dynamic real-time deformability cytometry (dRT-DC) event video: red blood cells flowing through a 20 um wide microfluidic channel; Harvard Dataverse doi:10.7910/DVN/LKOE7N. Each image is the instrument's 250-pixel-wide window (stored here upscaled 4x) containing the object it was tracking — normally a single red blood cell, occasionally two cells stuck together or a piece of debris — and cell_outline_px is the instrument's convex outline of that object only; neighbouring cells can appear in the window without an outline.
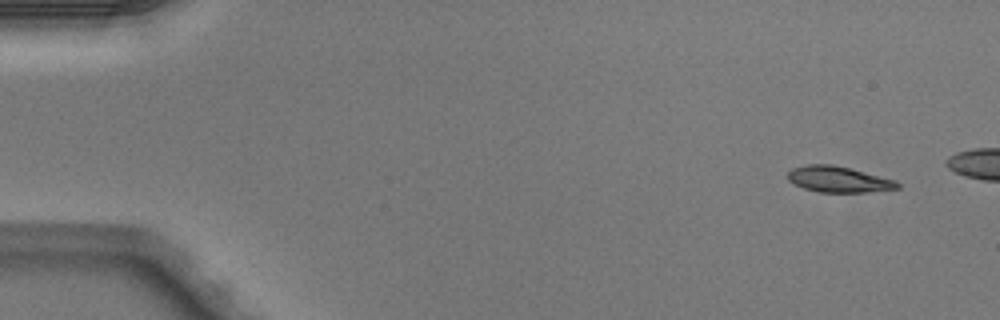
{"species": "Egyptian fruit bat (a non-hibernating species)", "species_latin": "Rousettus aegyptiacus", "temperature_condition": "warm", "stored_images_in_passage": 3, "camera_frame_rate_fps": 3000, "um_per_image_px": 0.085, "animal": {"sex": "male"}, "frame": {"image": 1, "passage_image": 1, "time_ms": 0.0, "image_size_px": [1000, 320], "cell_outline_px": [[900, 188], [864, 192], [820, 192], [804, 188], [788, 180], [788, 172], [792, 168], [808, 164], [832, 164], [852, 168], [896, 180], [900, 184]], "centroid_in_image_um": [71.29, 15.23], "position_along_channel_um": 13.7, "area_um2": 16.59}}